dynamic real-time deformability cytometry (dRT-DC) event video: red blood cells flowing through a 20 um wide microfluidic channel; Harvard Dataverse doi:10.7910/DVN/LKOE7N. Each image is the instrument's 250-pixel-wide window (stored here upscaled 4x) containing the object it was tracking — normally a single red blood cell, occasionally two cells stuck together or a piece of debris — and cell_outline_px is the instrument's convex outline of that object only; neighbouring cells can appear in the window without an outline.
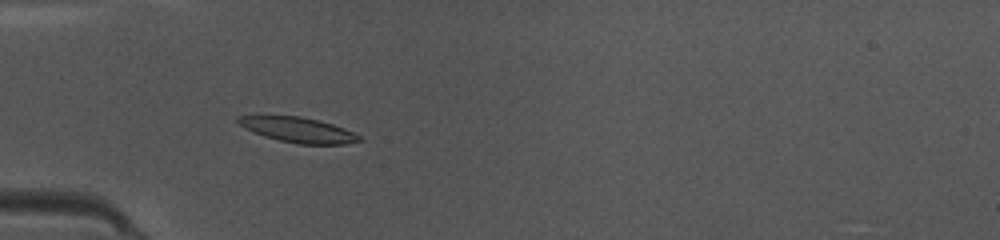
{"species": "common noctule bat (a hibernating species)", "species_latin": "Nyctalus noctula", "temperature_condition": "warm", "stored_images_in_passage": 36, "camera_frame_rate_fps": 3000, "um_per_image_px": 0.085, "animal": {"sex": "female", "body_mass_g": 10.0, "forearm_length_mm": 53.1}, "frame": {"image": 1, "passage_image": 3, "time_ms": 0.667, "image_size_px": [1000, 240], "cell_outline_px": [[364, 140], [344, 144], [296, 144], [264, 136], [252, 132], [244, 128], [236, 120], [236, 116], [300, 116], [320, 120], [344, 128], [360, 136]], "centroid_in_image_um": [25.34, 11.04], "position_along_channel_um": 59.7, "area_um2": 17.69}}
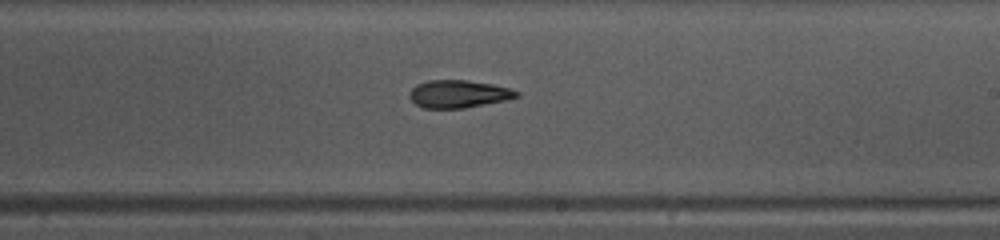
{"frame": {"image": 2, "passage_image": 17, "time_ms": 5.333, "image_size_px": [1000, 240], "cell_outline_px": [[520, 96], [504, 100], [464, 108], [424, 108], [416, 104], [412, 100], [408, 92], [416, 84], [428, 80], [468, 80], [492, 84], [508, 88], [520, 92]], "centroid_in_image_um": [38.95, 7.97], "position_along_channel_um": 250.0, "area_um2": 17.17}}
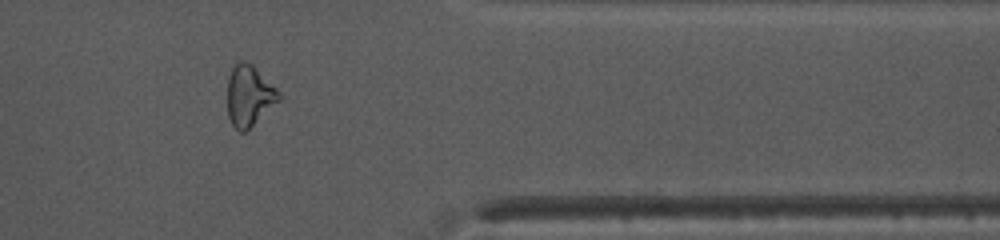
{"frame": {"image": 3, "passage_image": 28, "time_ms": 9.0, "image_size_px": [1000, 240], "cell_outline_px": [[280, 100], [244, 132], [240, 132], [232, 124], [228, 116], [228, 76], [236, 60], [244, 60], [252, 64], [276, 88], [280, 96]], "centroid_in_image_um": [21.15, 8.1], "position_along_channel_um": 390.2, "area_um2": 18.03}, "authors_computed_cell_mechanics": {"area_um2": 17.629, "velocity_mm_per_s": 4.1449, "shape_relaxation_time_tau1_ms": 6.2911, "shape_relaxation_time_tau2_ms": 5.5494, "deformation_change_tau1": 0.1945, "deformation_change_tau2": 0.1242}}